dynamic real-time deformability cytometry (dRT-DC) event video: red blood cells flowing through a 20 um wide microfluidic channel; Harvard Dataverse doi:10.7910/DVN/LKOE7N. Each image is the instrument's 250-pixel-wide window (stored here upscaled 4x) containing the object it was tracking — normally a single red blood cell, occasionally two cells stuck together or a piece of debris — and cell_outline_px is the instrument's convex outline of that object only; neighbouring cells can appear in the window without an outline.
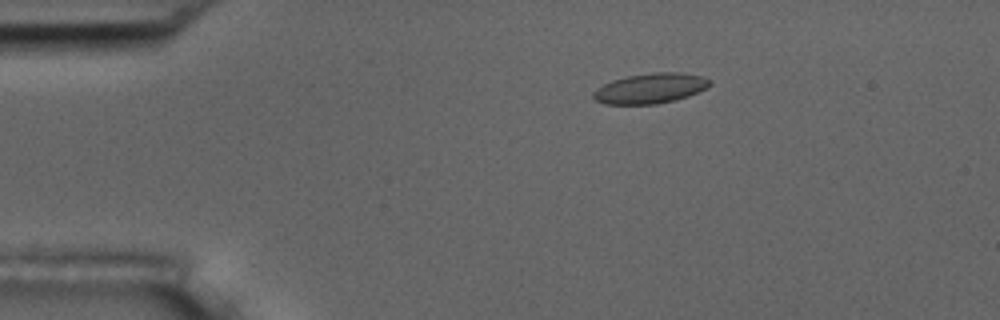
{"species": "common noctule bat (a hibernating species)", "species_latin": "Nyctalus noctula", "temperature_condition": "room temperature", "stored_images_in_passage": 5, "camera_frame_rate_fps": 3000, "um_per_image_px": 0.085, "animal": {"sex": "male", "body_mass_g": 17.5, "forearm_length_mm": 52.3}, "frame": {"image": 1, "passage_image": 1, "time_ms": 0.0, "image_size_px": [1000, 320], "cell_outline_px": [[712, 84], [688, 96], [656, 104], [604, 104], [596, 100], [592, 96], [592, 92], [596, 88], [612, 80], [628, 76], [652, 72], [680, 72], [700, 76], [712, 80]], "centroid_in_image_um": [55.25, 7.5], "position_along_channel_um": 29.8, "area_um2": 20.35}}
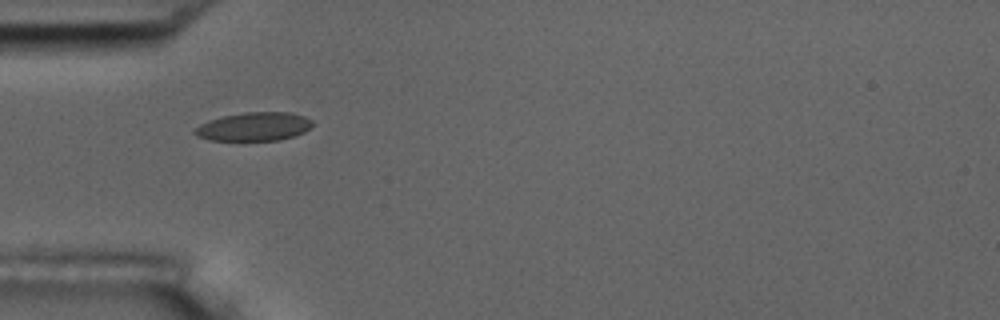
{"frame": {"image": 2, "passage_image": 3, "time_ms": 2.333, "image_size_px": [1000, 320], "cell_outline_px": [[312, 124], [304, 132], [280, 140], [208, 140], [196, 136], [192, 132], [200, 124], [208, 120], [224, 116], [244, 112], [292, 112], [304, 116], [312, 120]], "centroid_in_image_um": [21.56, 10.76], "position_along_channel_um": 63.4, "area_um2": 19.54}}